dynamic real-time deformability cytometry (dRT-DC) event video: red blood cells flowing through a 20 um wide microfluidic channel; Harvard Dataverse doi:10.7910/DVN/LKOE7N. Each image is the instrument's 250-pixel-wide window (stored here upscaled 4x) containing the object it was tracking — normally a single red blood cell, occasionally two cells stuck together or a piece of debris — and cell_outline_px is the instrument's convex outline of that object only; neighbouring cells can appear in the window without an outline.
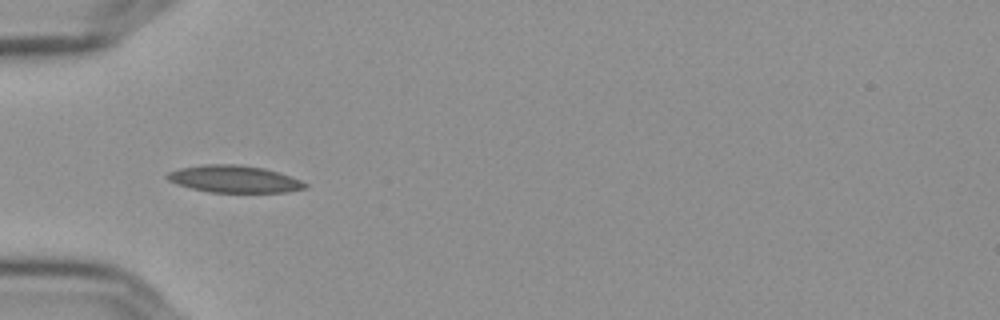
{"species": "Egyptian fruit bat (a non-hibernating species)", "species_latin": "Rousettus aegyptiacus", "temperature_condition": "cold", "stored_images_in_passage": 43, "camera_frame_rate_fps": 3000, "um_per_image_px": 0.085, "frame": {"image": 1, "passage_image": 7, "time_ms": 2.0, "image_size_px": [1000, 320], "cell_outline_px": [[308, 188], [284, 192], [208, 192], [192, 188], [168, 180], [164, 176], [168, 172], [180, 168], [204, 164], [236, 164], [264, 168], [280, 172], [300, 180], [308, 184]], "centroid_in_image_um": [19.92, 15.21], "position_along_channel_um": 65.1, "area_um2": 21.73}}
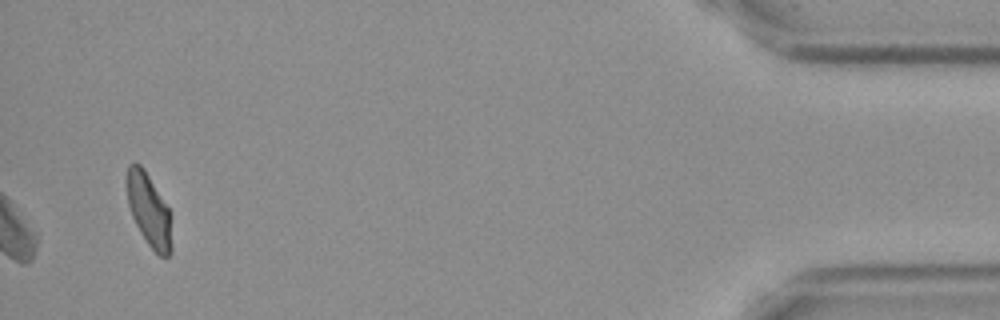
{"frame": {"image": 2, "passage_image": 43, "time_ms": 14.0, "image_size_px": [1000, 320], "cell_outline_px": [[172, 252], [168, 256], [160, 256], [148, 244], [140, 232], [132, 216], [128, 204], [128, 164], [140, 164], [144, 168], [168, 208], [172, 244]], "centroid_in_image_um": [12.67, 17.9], "position_along_channel_um": 422.5, "area_um2": 18.44}, "authors_computed_cell_mechanics": {"area_um2": 19.8254, "velocity_mm_per_s": 3.5706, "shape_relaxation_time_tau1_ms": null, "shape_relaxation_time_tau2_ms": 9.9587, "deformation_change_tau1": null, "deformation_change_tau2": 0.1332}}